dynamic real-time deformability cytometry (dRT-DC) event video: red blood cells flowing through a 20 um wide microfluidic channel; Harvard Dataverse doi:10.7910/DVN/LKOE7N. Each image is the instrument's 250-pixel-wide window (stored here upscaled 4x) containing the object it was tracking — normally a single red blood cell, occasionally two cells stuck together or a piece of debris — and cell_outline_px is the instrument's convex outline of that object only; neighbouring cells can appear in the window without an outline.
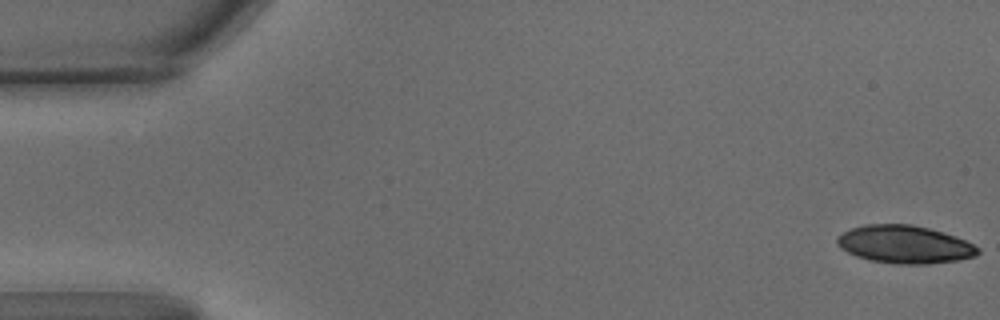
{"species": "common noctule bat (a hibernating species)", "species_latin": "Nyctalus noctula", "temperature_condition": "warm", "stored_images_in_passage": 58, "camera_frame_rate_fps": 3000, "um_per_image_px": 0.085, "animal": {"sex": "male", "body_mass_g": 15.6}, "frame": {"image": 1, "passage_image": 1, "time_ms": 0.0, "image_size_px": [1000, 320], "cell_outline_px": [[980, 252], [976, 256], [956, 260], [928, 264], [896, 264], [868, 260], [856, 256], [840, 248], [836, 244], [836, 236], [840, 232], [864, 224], [912, 224], [944, 232], [956, 236], [980, 248]], "centroid_in_image_um": [76.86, 20.77], "position_along_channel_um": 8.1, "area_um2": 31.33}}